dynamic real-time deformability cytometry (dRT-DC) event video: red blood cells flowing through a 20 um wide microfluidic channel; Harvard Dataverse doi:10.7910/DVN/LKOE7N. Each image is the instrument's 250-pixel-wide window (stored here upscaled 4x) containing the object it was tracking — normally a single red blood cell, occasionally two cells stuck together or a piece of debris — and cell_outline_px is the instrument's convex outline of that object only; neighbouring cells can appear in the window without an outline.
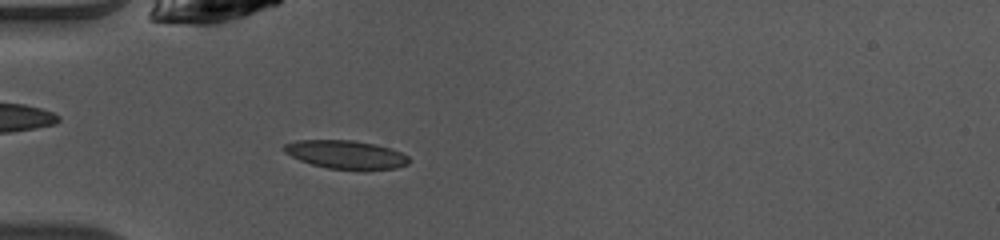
{"species": "common noctule bat (a hibernating species)", "species_latin": "Nyctalus noctula", "temperature_condition": "warm", "stored_images_in_passage": 37, "camera_frame_rate_fps": 3000, "um_per_image_px": 0.085, "animal": {"sex": "female", "body_mass_g": 10.0, "forearm_length_mm": 53.1}, "frame": {"image": 1, "passage_image": 3, "time_ms": 0.667, "image_size_px": [1000, 240], "cell_outline_px": [[408, 164], [396, 168], [328, 168], [312, 164], [300, 160], [284, 152], [284, 144], [296, 140], [352, 140], [372, 144], [388, 148], [400, 152], [408, 156]], "centroid_in_image_um": [29.35, 13.11], "position_along_channel_um": 55.7, "area_um2": 19.94}}
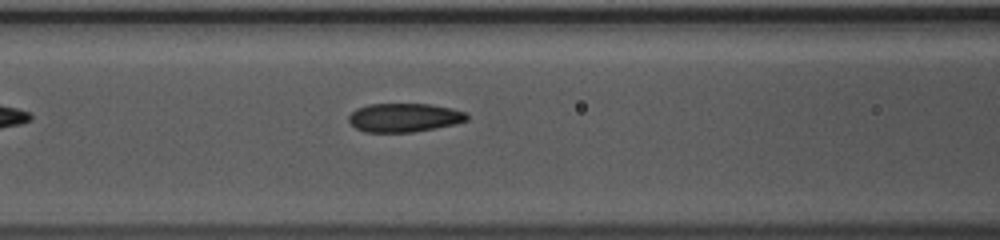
{"frame": {"image": 2, "passage_image": 9, "time_ms": 2.667, "image_size_px": [1000, 240], "cell_outline_px": [[468, 120], [456, 124], [412, 132], [368, 132], [356, 128], [348, 120], [348, 116], [356, 108], [368, 104], [428, 104], [452, 108], [468, 112]], "centroid_in_image_um": [34.38, 9.99], "position_along_channel_um": 132.2, "area_um2": 19.83}}
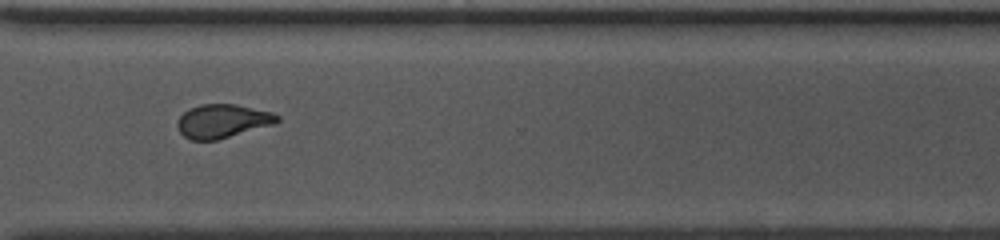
{"frame": {"image": 3, "passage_image": 25, "time_ms": 8.0, "image_size_px": [1000, 240], "cell_outline_px": [[280, 120], [272, 124], [216, 140], [192, 140], [184, 136], [180, 132], [176, 124], [180, 116], [188, 108], [200, 104], [236, 104], [272, 112], [280, 116]], "centroid_in_image_um": [18.89, 10.27], "position_along_channel_um": 351.7, "area_um2": 19.42}, "authors_computed_cell_mechanics": {"area_um2": 19.7098, "velocity_mm_per_s": 4.1183, "shape_relaxation_time_tau1_ms": 10.6092, "shape_relaxation_time_tau2_ms": 1.3946, "deformation_change_tau1": 0.2409, "deformation_change_tau2": 0.0857}}